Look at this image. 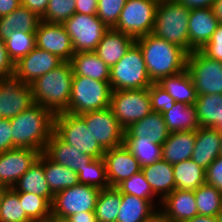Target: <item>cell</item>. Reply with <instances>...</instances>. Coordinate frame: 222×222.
<instances>
[{"mask_svg": "<svg viewBox=\"0 0 222 222\" xmlns=\"http://www.w3.org/2000/svg\"><path fill=\"white\" fill-rule=\"evenodd\" d=\"M140 47L148 75L153 83L186 70L188 53L153 33L135 39Z\"/></svg>", "mask_w": 222, "mask_h": 222, "instance_id": "6da1fadb", "label": "cell"}, {"mask_svg": "<svg viewBox=\"0 0 222 222\" xmlns=\"http://www.w3.org/2000/svg\"><path fill=\"white\" fill-rule=\"evenodd\" d=\"M54 114L40 104H33L10 119L13 148L44 152L54 132Z\"/></svg>", "mask_w": 222, "mask_h": 222, "instance_id": "7a4b0ae2", "label": "cell"}, {"mask_svg": "<svg viewBox=\"0 0 222 222\" xmlns=\"http://www.w3.org/2000/svg\"><path fill=\"white\" fill-rule=\"evenodd\" d=\"M73 75L71 63L63 62L36 78L30 83L33 102L49 109L54 115L65 112L71 98Z\"/></svg>", "mask_w": 222, "mask_h": 222, "instance_id": "3957f363", "label": "cell"}, {"mask_svg": "<svg viewBox=\"0 0 222 222\" xmlns=\"http://www.w3.org/2000/svg\"><path fill=\"white\" fill-rule=\"evenodd\" d=\"M191 9L177 0H160L153 34L179 46L189 54L188 21Z\"/></svg>", "mask_w": 222, "mask_h": 222, "instance_id": "277c9868", "label": "cell"}, {"mask_svg": "<svg viewBox=\"0 0 222 222\" xmlns=\"http://www.w3.org/2000/svg\"><path fill=\"white\" fill-rule=\"evenodd\" d=\"M112 91L109 81L73 75L71 98L65 112L80 115L105 109L110 106Z\"/></svg>", "mask_w": 222, "mask_h": 222, "instance_id": "5b68a950", "label": "cell"}, {"mask_svg": "<svg viewBox=\"0 0 222 222\" xmlns=\"http://www.w3.org/2000/svg\"><path fill=\"white\" fill-rule=\"evenodd\" d=\"M109 82L113 91L149 88L152 85L143 54L135 42L110 68Z\"/></svg>", "mask_w": 222, "mask_h": 222, "instance_id": "8992f818", "label": "cell"}, {"mask_svg": "<svg viewBox=\"0 0 222 222\" xmlns=\"http://www.w3.org/2000/svg\"><path fill=\"white\" fill-rule=\"evenodd\" d=\"M54 133L65 143L90 155L93 158H103L105 150L93 138L87 129L85 121L75 114L62 112L54 116Z\"/></svg>", "mask_w": 222, "mask_h": 222, "instance_id": "52a82bcc", "label": "cell"}, {"mask_svg": "<svg viewBox=\"0 0 222 222\" xmlns=\"http://www.w3.org/2000/svg\"><path fill=\"white\" fill-rule=\"evenodd\" d=\"M159 1L127 0L113 28L134 39L151 34Z\"/></svg>", "mask_w": 222, "mask_h": 222, "instance_id": "ba28073f", "label": "cell"}, {"mask_svg": "<svg viewBox=\"0 0 222 222\" xmlns=\"http://www.w3.org/2000/svg\"><path fill=\"white\" fill-rule=\"evenodd\" d=\"M109 107L125 130L152 112L148 88L112 91Z\"/></svg>", "mask_w": 222, "mask_h": 222, "instance_id": "9c48e42d", "label": "cell"}, {"mask_svg": "<svg viewBox=\"0 0 222 222\" xmlns=\"http://www.w3.org/2000/svg\"><path fill=\"white\" fill-rule=\"evenodd\" d=\"M186 70L189 72L197 95L222 94V65L200 50L187 56Z\"/></svg>", "mask_w": 222, "mask_h": 222, "instance_id": "30bf717a", "label": "cell"}, {"mask_svg": "<svg viewBox=\"0 0 222 222\" xmlns=\"http://www.w3.org/2000/svg\"><path fill=\"white\" fill-rule=\"evenodd\" d=\"M74 52H94L109 29L97 15L75 13L63 23Z\"/></svg>", "mask_w": 222, "mask_h": 222, "instance_id": "8fae6325", "label": "cell"}, {"mask_svg": "<svg viewBox=\"0 0 222 222\" xmlns=\"http://www.w3.org/2000/svg\"><path fill=\"white\" fill-rule=\"evenodd\" d=\"M100 189L78 184L66 188L54 195L51 204V214L68 218L78 212L95 211Z\"/></svg>", "mask_w": 222, "mask_h": 222, "instance_id": "7c38bea8", "label": "cell"}, {"mask_svg": "<svg viewBox=\"0 0 222 222\" xmlns=\"http://www.w3.org/2000/svg\"><path fill=\"white\" fill-rule=\"evenodd\" d=\"M93 138L104 149H112L124 144V129L113 115L110 107L89 111L79 115Z\"/></svg>", "mask_w": 222, "mask_h": 222, "instance_id": "4fadbf2b", "label": "cell"}, {"mask_svg": "<svg viewBox=\"0 0 222 222\" xmlns=\"http://www.w3.org/2000/svg\"><path fill=\"white\" fill-rule=\"evenodd\" d=\"M30 84L23 83L15 74L0 77V114L11 119L33 105Z\"/></svg>", "mask_w": 222, "mask_h": 222, "instance_id": "5bb4252c", "label": "cell"}, {"mask_svg": "<svg viewBox=\"0 0 222 222\" xmlns=\"http://www.w3.org/2000/svg\"><path fill=\"white\" fill-rule=\"evenodd\" d=\"M40 154L41 152L30 148H13L0 153V185L13 188Z\"/></svg>", "mask_w": 222, "mask_h": 222, "instance_id": "9a60e30c", "label": "cell"}, {"mask_svg": "<svg viewBox=\"0 0 222 222\" xmlns=\"http://www.w3.org/2000/svg\"><path fill=\"white\" fill-rule=\"evenodd\" d=\"M35 33L38 48L58 56L64 62H70L75 52L63 24L41 20Z\"/></svg>", "mask_w": 222, "mask_h": 222, "instance_id": "2e32d148", "label": "cell"}, {"mask_svg": "<svg viewBox=\"0 0 222 222\" xmlns=\"http://www.w3.org/2000/svg\"><path fill=\"white\" fill-rule=\"evenodd\" d=\"M103 159L110 187H116L123 180L141 171L139 161L124 144L105 150Z\"/></svg>", "mask_w": 222, "mask_h": 222, "instance_id": "e0dca14e", "label": "cell"}, {"mask_svg": "<svg viewBox=\"0 0 222 222\" xmlns=\"http://www.w3.org/2000/svg\"><path fill=\"white\" fill-rule=\"evenodd\" d=\"M63 62L58 56L36 46L14 64V73L23 83L30 84Z\"/></svg>", "mask_w": 222, "mask_h": 222, "instance_id": "ac0fdd59", "label": "cell"}, {"mask_svg": "<svg viewBox=\"0 0 222 222\" xmlns=\"http://www.w3.org/2000/svg\"><path fill=\"white\" fill-rule=\"evenodd\" d=\"M218 24L212 7L191 9L188 21L189 54L201 50L209 42Z\"/></svg>", "mask_w": 222, "mask_h": 222, "instance_id": "d6986e66", "label": "cell"}, {"mask_svg": "<svg viewBox=\"0 0 222 222\" xmlns=\"http://www.w3.org/2000/svg\"><path fill=\"white\" fill-rule=\"evenodd\" d=\"M159 214L168 222H184L197 216L194 191L175 189L161 201Z\"/></svg>", "mask_w": 222, "mask_h": 222, "instance_id": "ffe728a7", "label": "cell"}, {"mask_svg": "<svg viewBox=\"0 0 222 222\" xmlns=\"http://www.w3.org/2000/svg\"><path fill=\"white\" fill-rule=\"evenodd\" d=\"M44 153L53 161L75 172L86 167L94 158L79 152L76 148L63 142L54 132L52 133Z\"/></svg>", "mask_w": 222, "mask_h": 222, "instance_id": "44dd1931", "label": "cell"}, {"mask_svg": "<svg viewBox=\"0 0 222 222\" xmlns=\"http://www.w3.org/2000/svg\"><path fill=\"white\" fill-rule=\"evenodd\" d=\"M221 133L215 128L199 127L191 159L206 169L221 155Z\"/></svg>", "mask_w": 222, "mask_h": 222, "instance_id": "7402d4cb", "label": "cell"}, {"mask_svg": "<svg viewBox=\"0 0 222 222\" xmlns=\"http://www.w3.org/2000/svg\"><path fill=\"white\" fill-rule=\"evenodd\" d=\"M134 42L135 39L132 36L109 28L94 52L111 68L125 55Z\"/></svg>", "mask_w": 222, "mask_h": 222, "instance_id": "603a6c76", "label": "cell"}, {"mask_svg": "<svg viewBox=\"0 0 222 222\" xmlns=\"http://www.w3.org/2000/svg\"><path fill=\"white\" fill-rule=\"evenodd\" d=\"M169 134L163 115L158 112H151L126 128L124 138L148 137L152 142L162 145Z\"/></svg>", "mask_w": 222, "mask_h": 222, "instance_id": "cb8c5ba5", "label": "cell"}, {"mask_svg": "<svg viewBox=\"0 0 222 222\" xmlns=\"http://www.w3.org/2000/svg\"><path fill=\"white\" fill-rule=\"evenodd\" d=\"M196 130L170 133L162 144V160L176 164L192 157Z\"/></svg>", "mask_w": 222, "mask_h": 222, "instance_id": "d4e9b609", "label": "cell"}, {"mask_svg": "<svg viewBox=\"0 0 222 222\" xmlns=\"http://www.w3.org/2000/svg\"><path fill=\"white\" fill-rule=\"evenodd\" d=\"M141 171L159 200L162 201L176 189L173 165L167 161L161 159L151 165L142 167Z\"/></svg>", "mask_w": 222, "mask_h": 222, "instance_id": "484cf974", "label": "cell"}, {"mask_svg": "<svg viewBox=\"0 0 222 222\" xmlns=\"http://www.w3.org/2000/svg\"><path fill=\"white\" fill-rule=\"evenodd\" d=\"M40 22L37 14L20 5L10 14L0 17V39L6 40L14 31L35 33Z\"/></svg>", "mask_w": 222, "mask_h": 222, "instance_id": "4316f807", "label": "cell"}, {"mask_svg": "<svg viewBox=\"0 0 222 222\" xmlns=\"http://www.w3.org/2000/svg\"><path fill=\"white\" fill-rule=\"evenodd\" d=\"M73 74L98 81H110V68L95 52H77L70 60Z\"/></svg>", "mask_w": 222, "mask_h": 222, "instance_id": "83f0119b", "label": "cell"}, {"mask_svg": "<svg viewBox=\"0 0 222 222\" xmlns=\"http://www.w3.org/2000/svg\"><path fill=\"white\" fill-rule=\"evenodd\" d=\"M18 193H32L47 198L51 203L54 199L46 181L43 169V153L27 172L20 177L13 187Z\"/></svg>", "mask_w": 222, "mask_h": 222, "instance_id": "f1b7e54d", "label": "cell"}, {"mask_svg": "<svg viewBox=\"0 0 222 222\" xmlns=\"http://www.w3.org/2000/svg\"><path fill=\"white\" fill-rule=\"evenodd\" d=\"M116 222H147L159 211L147 200L131 194H121Z\"/></svg>", "mask_w": 222, "mask_h": 222, "instance_id": "f546056e", "label": "cell"}, {"mask_svg": "<svg viewBox=\"0 0 222 222\" xmlns=\"http://www.w3.org/2000/svg\"><path fill=\"white\" fill-rule=\"evenodd\" d=\"M43 169L46 181L53 195L79 184L77 172L53 162L44 152Z\"/></svg>", "mask_w": 222, "mask_h": 222, "instance_id": "4dcf8cb0", "label": "cell"}, {"mask_svg": "<svg viewBox=\"0 0 222 222\" xmlns=\"http://www.w3.org/2000/svg\"><path fill=\"white\" fill-rule=\"evenodd\" d=\"M158 84L163 87L176 102L195 105L197 93L187 70L174 76L164 77Z\"/></svg>", "mask_w": 222, "mask_h": 222, "instance_id": "1f68e13d", "label": "cell"}, {"mask_svg": "<svg viewBox=\"0 0 222 222\" xmlns=\"http://www.w3.org/2000/svg\"><path fill=\"white\" fill-rule=\"evenodd\" d=\"M162 115L170 133L199 128L195 105L175 102L173 107Z\"/></svg>", "mask_w": 222, "mask_h": 222, "instance_id": "d6a6232c", "label": "cell"}, {"mask_svg": "<svg viewBox=\"0 0 222 222\" xmlns=\"http://www.w3.org/2000/svg\"><path fill=\"white\" fill-rule=\"evenodd\" d=\"M176 189L194 191L205 184L206 169L197 165L191 158L173 164Z\"/></svg>", "mask_w": 222, "mask_h": 222, "instance_id": "836d02e7", "label": "cell"}, {"mask_svg": "<svg viewBox=\"0 0 222 222\" xmlns=\"http://www.w3.org/2000/svg\"><path fill=\"white\" fill-rule=\"evenodd\" d=\"M195 107L199 127L214 128L222 118V94L197 95Z\"/></svg>", "mask_w": 222, "mask_h": 222, "instance_id": "e575fe53", "label": "cell"}, {"mask_svg": "<svg viewBox=\"0 0 222 222\" xmlns=\"http://www.w3.org/2000/svg\"><path fill=\"white\" fill-rule=\"evenodd\" d=\"M121 201V193L116 187L100 190L94 211L97 222H116Z\"/></svg>", "mask_w": 222, "mask_h": 222, "instance_id": "d590c367", "label": "cell"}, {"mask_svg": "<svg viewBox=\"0 0 222 222\" xmlns=\"http://www.w3.org/2000/svg\"><path fill=\"white\" fill-rule=\"evenodd\" d=\"M124 145L139 161L141 168L162 159V145L145 138H124Z\"/></svg>", "mask_w": 222, "mask_h": 222, "instance_id": "8d00e7d4", "label": "cell"}, {"mask_svg": "<svg viewBox=\"0 0 222 222\" xmlns=\"http://www.w3.org/2000/svg\"><path fill=\"white\" fill-rule=\"evenodd\" d=\"M197 204L198 215L200 216H219L222 209V193L209 184H203L194 190Z\"/></svg>", "mask_w": 222, "mask_h": 222, "instance_id": "74e56055", "label": "cell"}, {"mask_svg": "<svg viewBox=\"0 0 222 222\" xmlns=\"http://www.w3.org/2000/svg\"><path fill=\"white\" fill-rule=\"evenodd\" d=\"M116 188L121 194H131L149 201L159 211L161 200H159L153 193L152 188L146 181L142 171H139L130 178L123 180L116 186Z\"/></svg>", "mask_w": 222, "mask_h": 222, "instance_id": "f35d334b", "label": "cell"}, {"mask_svg": "<svg viewBox=\"0 0 222 222\" xmlns=\"http://www.w3.org/2000/svg\"><path fill=\"white\" fill-rule=\"evenodd\" d=\"M4 43L8 57L15 64L36 47V33L14 31Z\"/></svg>", "mask_w": 222, "mask_h": 222, "instance_id": "ab89813d", "label": "cell"}, {"mask_svg": "<svg viewBox=\"0 0 222 222\" xmlns=\"http://www.w3.org/2000/svg\"><path fill=\"white\" fill-rule=\"evenodd\" d=\"M19 201L27 217L32 222H46L51 215V202L42 196L32 193H18Z\"/></svg>", "mask_w": 222, "mask_h": 222, "instance_id": "60d3db41", "label": "cell"}, {"mask_svg": "<svg viewBox=\"0 0 222 222\" xmlns=\"http://www.w3.org/2000/svg\"><path fill=\"white\" fill-rule=\"evenodd\" d=\"M77 174L80 184L94 186L100 190L110 187L103 158H94Z\"/></svg>", "mask_w": 222, "mask_h": 222, "instance_id": "b9f144b4", "label": "cell"}, {"mask_svg": "<svg viewBox=\"0 0 222 222\" xmlns=\"http://www.w3.org/2000/svg\"><path fill=\"white\" fill-rule=\"evenodd\" d=\"M0 219L12 222H32L27 217L19 201L18 192L14 188H9L3 197L0 207Z\"/></svg>", "mask_w": 222, "mask_h": 222, "instance_id": "7bdbcfd3", "label": "cell"}, {"mask_svg": "<svg viewBox=\"0 0 222 222\" xmlns=\"http://www.w3.org/2000/svg\"><path fill=\"white\" fill-rule=\"evenodd\" d=\"M76 0H49L42 21L63 24L75 14Z\"/></svg>", "mask_w": 222, "mask_h": 222, "instance_id": "ee69618b", "label": "cell"}, {"mask_svg": "<svg viewBox=\"0 0 222 222\" xmlns=\"http://www.w3.org/2000/svg\"><path fill=\"white\" fill-rule=\"evenodd\" d=\"M127 0H98L97 16L108 27L113 28Z\"/></svg>", "mask_w": 222, "mask_h": 222, "instance_id": "f6af8a7d", "label": "cell"}, {"mask_svg": "<svg viewBox=\"0 0 222 222\" xmlns=\"http://www.w3.org/2000/svg\"><path fill=\"white\" fill-rule=\"evenodd\" d=\"M148 93L151 100L152 112L163 114L170 110L176 102L158 83H152L148 88Z\"/></svg>", "mask_w": 222, "mask_h": 222, "instance_id": "bcb514c9", "label": "cell"}, {"mask_svg": "<svg viewBox=\"0 0 222 222\" xmlns=\"http://www.w3.org/2000/svg\"><path fill=\"white\" fill-rule=\"evenodd\" d=\"M207 57L222 62V23H219L209 42L200 50Z\"/></svg>", "mask_w": 222, "mask_h": 222, "instance_id": "7dc6e473", "label": "cell"}, {"mask_svg": "<svg viewBox=\"0 0 222 222\" xmlns=\"http://www.w3.org/2000/svg\"><path fill=\"white\" fill-rule=\"evenodd\" d=\"M205 182L215 186L222 193V155H219L206 168Z\"/></svg>", "mask_w": 222, "mask_h": 222, "instance_id": "c3c4849f", "label": "cell"}, {"mask_svg": "<svg viewBox=\"0 0 222 222\" xmlns=\"http://www.w3.org/2000/svg\"><path fill=\"white\" fill-rule=\"evenodd\" d=\"M10 119H0V153L13 149Z\"/></svg>", "mask_w": 222, "mask_h": 222, "instance_id": "681fc988", "label": "cell"}, {"mask_svg": "<svg viewBox=\"0 0 222 222\" xmlns=\"http://www.w3.org/2000/svg\"><path fill=\"white\" fill-rule=\"evenodd\" d=\"M14 73V63L10 60L5 48V43L0 39V77Z\"/></svg>", "mask_w": 222, "mask_h": 222, "instance_id": "f907efd6", "label": "cell"}, {"mask_svg": "<svg viewBox=\"0 0 222 222\" xmlns=\"http://www.w3.org/2000/svg\"><path fill=\"white\" fill-rule=\"evenodd\" d=\"M75 13L97 15L98 0H76Z\"/></svg>", "mask_w": 222, "mask_h": 222, "instance_id": "816d5d0a", "label": "cell"}, {"mask_svg": "<svg viewBox=\"0 0 222 222\" xmlns=\"http://www.w3.org/2000/svg\"><path fill=\"white\" fill-rule=\"evenodd\" d=\"M49 0H21V5L42 18L48 6Z\"/></svg>", "mask_w": 222, "mask_h": 222, "instance_id": "f5cc1de1", "label": "cell"}, {"mask_svg": "<svg viewBox=\"0 0 222 222\" xmlns=\"http://www.w3.org/2000/svg\"><path fill=\"white\" fill-rule=\"evenodd\" d=\"M21 5V0H0V17L10 14Z\"/></svg>", "mask_w": 222, "mask_h": 222, "instance_id": "db71d44e", "label": "cell"}, {"mask_svg": "<svg viewBox=\"0 0 222 222\" xmlns=\"http://www.w3.org/2000/svg\"><path fill=\"white\" fill-rule=\"evenodd\" d=\"M68 218L71 222H97L94 211L78 212Z\"/></svg>", "mask_w": 222, "mask_h": 222, "instance_id": "11a10c76", "label": "cell"}, {"mask_svg": "<svg viewBox=\"0 0 222 222\" xmlns=\"http://www.w3.org/2000/svg\"><path fill=\"white\" fill-rule=\"evenodd\" d=\"M190 9L212 7L215 0H177Z\"/></svg>", "mask_w": 222, "mask_h": 222, "instance_id": "9f6ffc18", "label": "cell"}, {"mask_svg": "<svg viewBox=\"0 0 222 222\" xmlns=\"http://www.w3.org/2000/svg\"><path fill=\"white\" fill-rule=\"evenodd\" d=\"M184 222H220L219 217H211V216H194L192 219L186 220Z\"/></svg>", "mask_w": 222, "mask_h": 222, "instance_id": "6f0895ef", "label": "cell"}, {"mask_svg": "<svg viewBox=\"0 0 222 222\" xmlns=\"http://www.w3.org/2000/svg\"><path fill=\"white\" fill-rule=\"evenodd\" d=\"M212 9L218 22L222 23V0H215Z\"/></svg>", "mask_w": 222, "mask_h": 222, "instance_id": "680465c9", "label": "cell"}, {"mask_svg": "<svg viewBox=\"0 0 222 222\" xmlns=\"http://www.w3.org/2000/svg\"><path fill=\"white\" fill-rule=\"evenodd\" d=\"M46 222H71L69 218L66 217H61V216H57V215H53L51 214Z\"/></svg>", "mask_w": 222, "mask_h": 222, "instance_id": "91938a15", "label": "cell"}, {"mask_svg": "<svg viewBox=\"0 0 222 222\" xmlns=\"http://www.w3.org/2000/svg\"><path fill=\"white\" fill-rule=\"evenodd\" d=\"M8 189H9V187L4 186V185H0V207H1L3 197Z\"/></svg>", "mask_w": 222, "mask_h": 222, "instance_id": "94428289", "label": "cell"}, {"mask_svg": "<svg viewBox=\"0 0 222 222\" xmlns=\"http://www.w3.org/2000/svg\"><path fill=\"white\" fill-rule=\"evenodd\" d=\"M147 222H168L159 213Z\"/></svg>", "mask_w": 222, "mask_h": 222, "instance_id": "6125c7cd", "label": "cell"}, {"mask_svg": "<svg viewBox=\"0 0 222 222\" xmlns=\"http://www.w3.org/2000/svg\"><path fill=\"white\" fill-rule=\"evenodd\" d=\"M214 128L222 134V118H220L218 124Z\"/></svg>", "mask_w": 222, "mask_h": 222, "instance_id": "be15d7a7", "label": "cell"}, {"mask_svg": "<svg viewBox=\"0 0 222 222\" xmlns=\"http://www.w3.org/2000/svg\"><path fill=\"white\" fill-rule=\"evenodd\" d=\"M218 217H219L220 222H222V209L220 210Z\"/></svg>", "mask_w": 222, "mask_h": 222, "instance_id": "e7e4bbea", "label": "cell"}, {"mask_svg": "<svg viewBox=\"0 0 222 222\" xmlns=\"http://www.w3.org/2000/svg\"><path fill=\"white\" fill-rule=\"evenodd\" d=\"M220 149H221V155H222V134H221V145H220Z\"/></svg>", "mask_w": 222, "mask_h": 222, "instance_id": "03108f58", "label": "cell"}, {"mask_svg": "<svg viewBox=\"0 0 222 222\" xmlns=\"http://www.w3.org/2000/svg\"><path fill=\"white\" fill-rule=\"evenodd\" d=\"M0 222H12V221L0 219Z\"/></svg>", "mask_w": 222, "mask_h": 222, "instance_id": "003e7915", "label": "cell"}]
</instances>
